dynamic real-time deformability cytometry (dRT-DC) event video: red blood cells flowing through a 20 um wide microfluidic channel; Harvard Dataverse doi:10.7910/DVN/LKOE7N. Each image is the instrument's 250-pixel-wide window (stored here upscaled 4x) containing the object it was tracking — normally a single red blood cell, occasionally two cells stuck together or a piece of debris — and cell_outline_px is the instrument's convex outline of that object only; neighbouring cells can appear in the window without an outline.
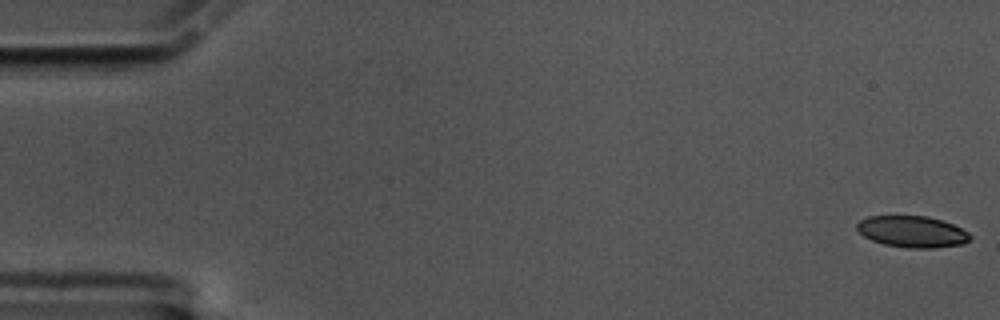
{"species": "common noctule bat (a hibernating species)", "species_latin": "Nyctalus noctula", "temperature_condition": "cold", "stored_images_in_passage": 60, "camera_frame_rate_fps": 3000, "um_per_image_px": 0.085, "animal": {"sex": "male", "body_mass_g": 17.5, "forearm_length_mm": 52.3}, "frame": {"image": 1, "passage_image": 1, "time_ms": 0.0, "image_size_px": [1000, 320], "cell_outline_px": [[972, 236], [964, 244], [932, 248], [908, 248], [884, 244], [872, 240], [864, 236], [856, 228], [856, 224], [860, 220], [868, 216], [928, 216], [952, 224], [968, 232]], "centroid_in_image_um": [77.53, 19.69], "position_along_channel_um": 7.5, "area_um2": 20.63}}
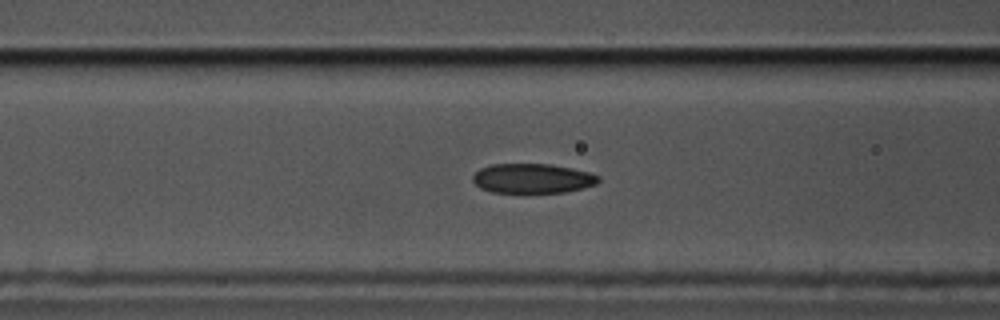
{"frame": {"image": 2, "passage_image": 24, "time_ms": 7.667, "image_size_px": [1000, 320], "cell_outline_px": [[600, 180], [596, 184], [564, 192], [492, 192], [480, 188], [472, 180], [472, 176], [480, 168], [492, 164], [548, 164], [572, 168], [588, 172], [600, 176]], "centroid_in_image_um": [45.24, 15.16], "position_along_channel_um": 121.4, "area_um2": 21.5}}
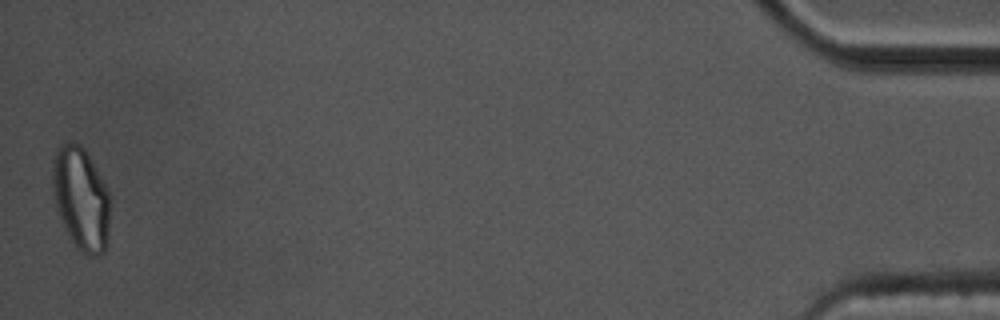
{"frame": {"image": 3, "passage_image": 60, "time_ms": 19.667, "image_size_px": [1000, 320], "cell_outline_px": [[108, 236], [104, 252], [100, 256], [88, 256], [80, 252], [76, 248], [68, 236], [60, 220], [56, 208], [52, 184], [52, 160], [56, 148], [60, 144], [72, 140], [80, 144], [84, 148], [104, 184], [108, 192]], "centroid_in_image_um": [6.84, 16.89], "position_along_channel_um": 428.4, "area_um2": 34.68}, "authors_computed_cell_mechanics": {"area_um2": 22.6576, "velocity_mm_per_s": 3.3345, "shape_relaxation_time_tau1_ms": 9.6481, "shape_relaxation_time_tau2_ms": 2.7471, "deformation_change_tau1": 0.165, "deformation_change_tau2": 0.0839}}